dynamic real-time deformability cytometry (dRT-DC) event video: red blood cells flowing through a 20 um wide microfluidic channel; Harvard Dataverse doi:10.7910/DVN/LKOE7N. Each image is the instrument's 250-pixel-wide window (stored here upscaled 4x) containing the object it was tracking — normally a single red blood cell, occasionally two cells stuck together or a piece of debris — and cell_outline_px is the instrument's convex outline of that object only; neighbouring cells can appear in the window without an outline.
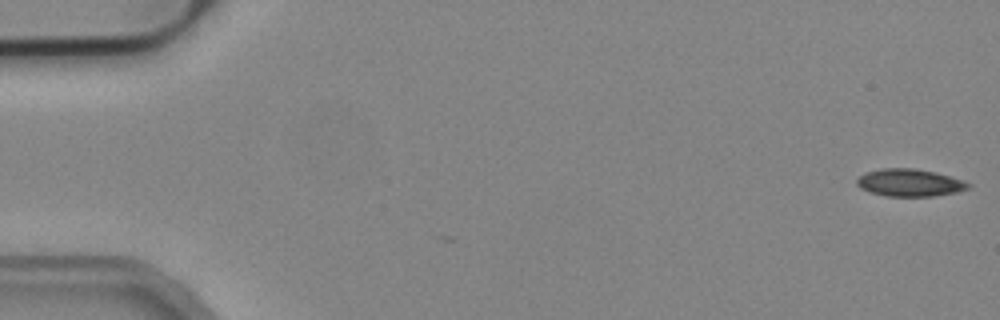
{"species": "common noctule bat (a hibernating species)", "species_latin": "Nyctalus noctula", "temperature_condition": "cold", "stored_images_in_passage": 54, "camera_frame_rate_fps": 3000, "um_per_image_px": 0.085, "animal": {"sex": "male", "body_mass_g": 19.2, "forearm_length_mm": 51.8}, "frame": {"image": 1, "passage_image": 1, "time_ms": 0.0, "image_size_px": [1000, 320], "cell_outline_px": [[972, 184], [968, 188], [956, 192], [932, 196], [884, 196], [868, 192], [860, 188], [856, 184], [856, 180], [864, 172], [880, 168], [912, 168], [932, 172], [948, 176]], "centroid_in_image_um": [77.23, 15.53], "position_along_channel_um": 7.8, "area_um2": 17.69}}
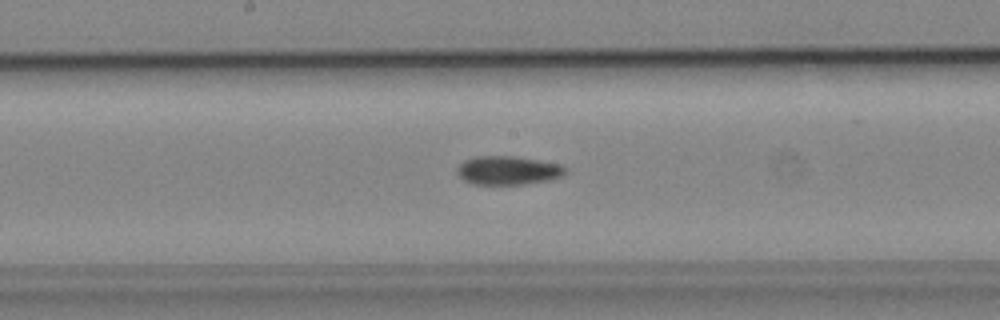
{"frame": {"image": 2, "passage_image": 28, "time_ms": 9.0, "image_size_px": [1000, 320], "cell_outline_px": [[568, 172], [564, 176], [548, 180], [524, 184], [472, 184], [464, 180], [456, 172], [456, 168], [464, 160], [476, 156], [516, 156], [560, 164], [568, 168]], "centroid_in_image_um": [43.21, 14.48], "position_along_channel_um": 205.0, "area_um2": 18.26}}
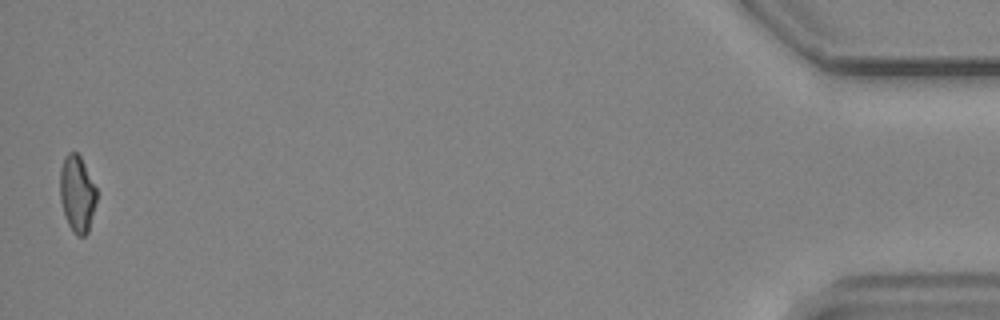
{"frame": {"image": 3, "passage_image": 53, "time_ms": 17.333, "image_size_px": [1000, 320], "cell_outline_px": [[96, 200], [88, 232], [84, 236], [76, 236], [68, 224], [60, 200], [60, 168], [64, 156], [68, 152], [76, 152], [80, 156], [96, 188]], "centroid_in_image_um": [6.54, 16.46], "position_along_channel_um": 428.7, "area_um2": 16.18}, "authors_computed_cell_mechanics": {"area_um2": 17.7735, "velocity_mm_per_s": 3.8345, "shape_relaxation_time_tau1_ms": null, "shape_relaxation_time_tau2_ms": 10.9, "deformation_change_tau1": null, "deformation_change_tau2": 0.1702}}